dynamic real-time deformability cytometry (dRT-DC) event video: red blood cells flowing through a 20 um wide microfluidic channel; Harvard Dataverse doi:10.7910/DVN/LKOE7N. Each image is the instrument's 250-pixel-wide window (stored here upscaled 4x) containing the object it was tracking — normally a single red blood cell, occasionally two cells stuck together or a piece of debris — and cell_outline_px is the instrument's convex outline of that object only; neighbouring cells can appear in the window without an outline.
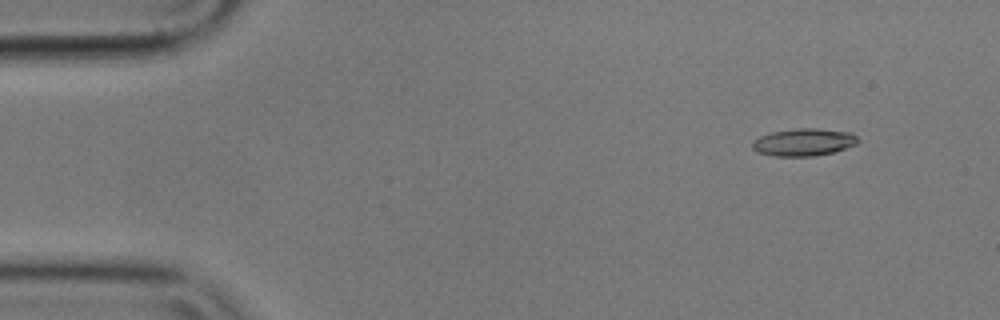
{"species": "common noctule bat (a hibernating species)", "species_latin": "Nyctalus noctula", "temperature_condition": "cold", "stored_images_in_passage": 57, "camera_frame_rate_fps": 3000, "um_per_image_px": 0.085, "animal": {"sex": "male", "body_mass_g": 17.9}, "frame": {"image": 1, "passage_image": 6, "time_ms": 1.667, "image_size_px": [1000, 320], "cell_outline_px": [[860, 140], [856, 144], [832, 152], [816, 156], [772, 156], [756, 152], [752, 148], [752, 140], [760, 136], [772, 132], [796, 128], [816, 128], [852, 132]], "centroid_in_image_um": [68.29, 12.08], "position_along_channel_um": 16.7, "area_um2": 16.99}}
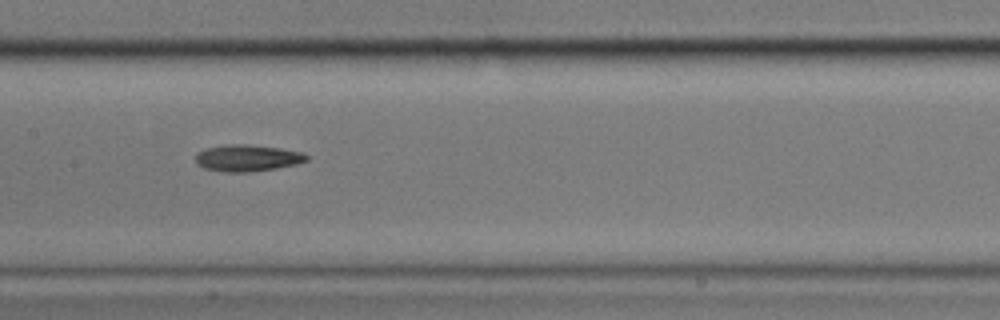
{"frame": {"image": 2, "passage_image": 28, "time_ms": 9.0, "image_size_px": [1000, 320], "cell_outline_px": [[308, 160], [296, 164], [276, 168], [248, 172], [224, 172], [204, 168], [196, 164], [196, 152], [208, 148], [228, 144], [248, 144], [280, 148], [304, 152], [308, 156]], "centroid_in_image_um": [21.03, 13.43], "position_along_channel_um": 186.4, "area_um2": 17.28}}
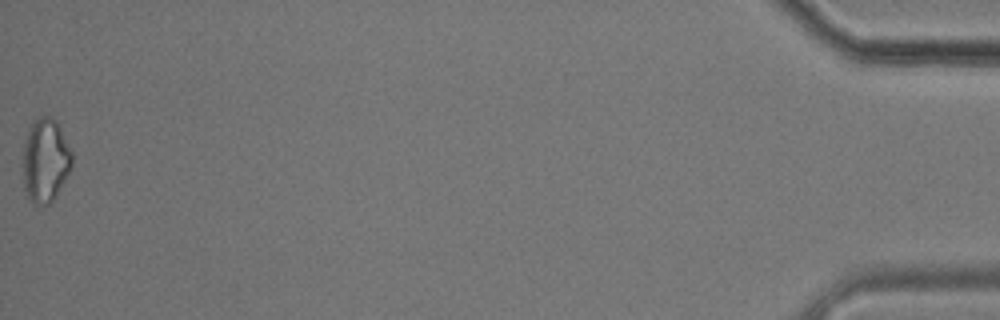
{"frame": {"image": 3, "passage_image": 57, "time_ms": 18.667, "image_size_px": [1000, 320], "cell_outline_px": [[72, 168], [56, 196], [44, 208], [36, 204], [28, 196], [24, 188], [24, 144], [32, 120], [40, 116], [48, 116], [56, 120], [72, 152]], "centroid_in_image_um": [3.88, 13.64], "position_along_channel_um": 431.3, "area_um2": 23.87}, "authors_computed_cell_mechanics": {"area_um2": 16.9354, "velocity_mm_per_s": 3.5518, "shape_relaxation_time_tau1_ms": 10.6033, "shape_relaxation_time_tau2_ms": null, "deformation_change_tau1": 0.1578, "deformation_change_tau2": null}}